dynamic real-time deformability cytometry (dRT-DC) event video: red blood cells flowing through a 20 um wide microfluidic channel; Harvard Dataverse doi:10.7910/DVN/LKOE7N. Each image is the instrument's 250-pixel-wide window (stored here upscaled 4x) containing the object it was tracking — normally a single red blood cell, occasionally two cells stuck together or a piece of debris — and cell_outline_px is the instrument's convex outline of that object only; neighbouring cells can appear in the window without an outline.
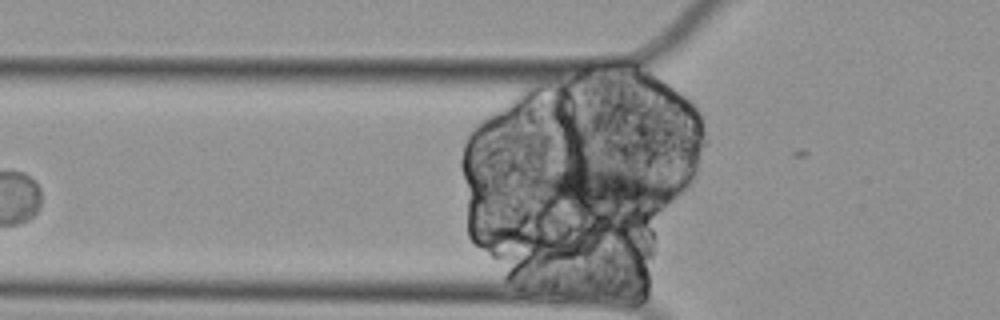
{"species": "Egyptian fruit bat (a non-hibernating species)", "species_latin": "Rousettus aegyptiacus", "temperature_condition": "cold", "stored_images_in_passage": 44, "segment_of_instrument_passage": [2, 3], "camera_frame_rate_fps": 3000, "um_per_image_px": 0.085, "animal": {"sex": "female"}, "frame": {"image": 1, "passage_image": 5, "time_ms": 1.333, "image_size_px": [1000, 320], "cell_outline_px": [[676, 192], [668, 200], [656, 208], [576, 212], [552, 208], [540, 204], [532, 180], [536, 176], [556, 168], [572, 164], [652, 172], [668, 184]], "centroid_in_image_um": [51.03, 16.07], "position_along_channel_um": 74.8, "area_um2": 38.03}}